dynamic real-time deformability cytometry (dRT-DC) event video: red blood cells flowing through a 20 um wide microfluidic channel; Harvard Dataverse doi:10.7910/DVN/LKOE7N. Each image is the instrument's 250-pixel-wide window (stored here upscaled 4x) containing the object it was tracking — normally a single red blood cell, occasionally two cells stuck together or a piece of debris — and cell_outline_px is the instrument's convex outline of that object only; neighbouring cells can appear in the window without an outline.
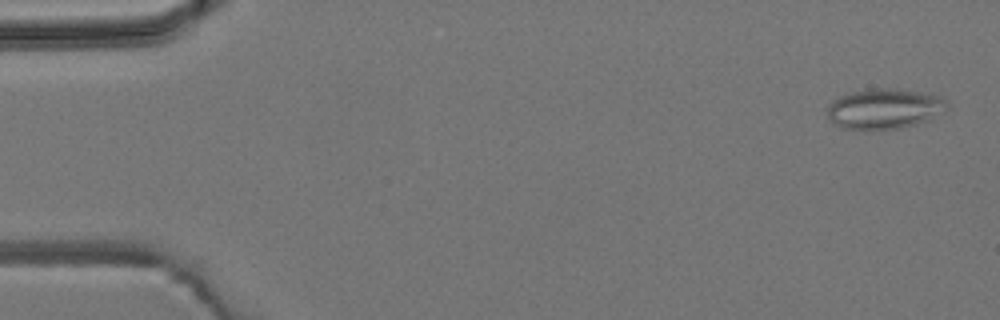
{"species": "common noctule bat (a hibernating species)", "species_latin": "Nyctalus noctula", "temperature_condition": "room temperature", "stored_images_in_passage": 4, "camera_frame_rate_fps": 3000, "um_per_image_px": 0.085, "animal": {"sex": "male", "body_mass_g": 19.2, "forearm_length_mm": 51.8}, "frame": {"image": 1, "passage_image": 1, "time_ms": 0.0, "image_size_px": [1000, 320], "cell_outline_px": [[948, 108], [944, 112], [932, 120], [900, 128], [872, 132], [844, 128], [832, 124], [828, 120], [828, 108], [832, 100], [848, 92], [864, 88], [896, 88], [940, 96], [948, 100]], "centroid_in_image_um": [75.17, 9.27], "position_along_channel_um": 9.8, "area_um2": 29.19}}